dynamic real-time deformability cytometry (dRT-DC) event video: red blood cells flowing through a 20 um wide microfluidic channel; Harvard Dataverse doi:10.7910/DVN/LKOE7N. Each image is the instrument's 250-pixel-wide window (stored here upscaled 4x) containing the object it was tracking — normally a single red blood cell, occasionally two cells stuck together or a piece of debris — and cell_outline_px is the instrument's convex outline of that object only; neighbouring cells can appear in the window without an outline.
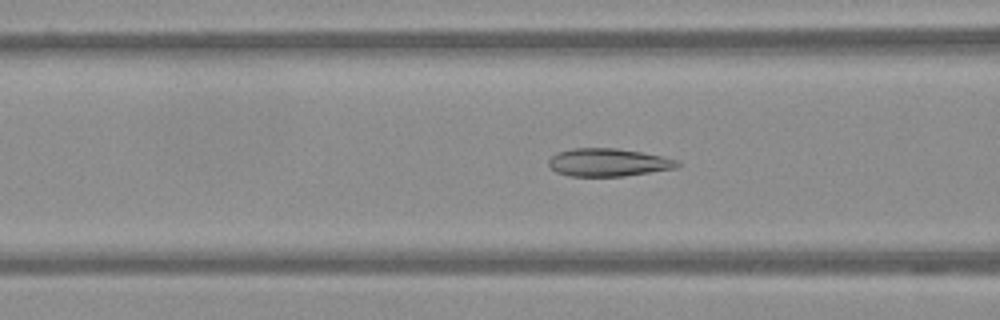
{"species": "Egyptian fruit bat (a non-hibernating species)", "species_latin": "Rousettus aegyptiacus", "temperature_condition": "warm", "stored_images_in_passage": 52, "camera_frame_rate_fps": 3000, "um_per_image_px": 0.085, "frame": {"image": 1, "passage_image": 18, "time_ms": 5.667, "image_size_px": [1000, 320], "cell_outline_px": [[680, 164], [676, 168], [624, 176], [568, 176], [556, 172], [548, 164], [548, 160], [556, 152], [572, 148], [616, 148], [640, 152], [680, 160]], "centroid_in_image_um": [51.68, 13.8], "position_along_channel_um": 114.9, "area_um2": 20.92}}
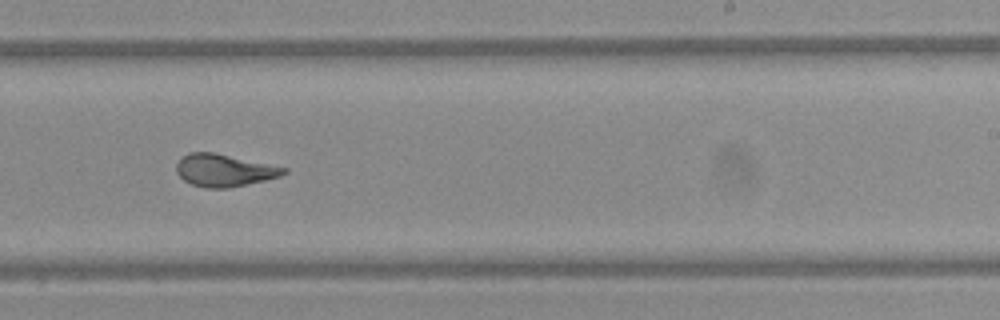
{"frame": {"image": 2, "passage_image": 31, "time_ms": 10.0, "image_size_px": [1000, 320], "cell_outline_px": [[288, 172], [280, 176], [264, 180], [228, 188], [204, 188], [192, 184], [184, 180], [176, 172], [176, 164], [180, 156], [188, 152], [212, 152], [288, 168]], "centroid_in_image_um": [19.01, 14.47], "position_along_channel_um": 270.0, "area_um2": 20.17}}
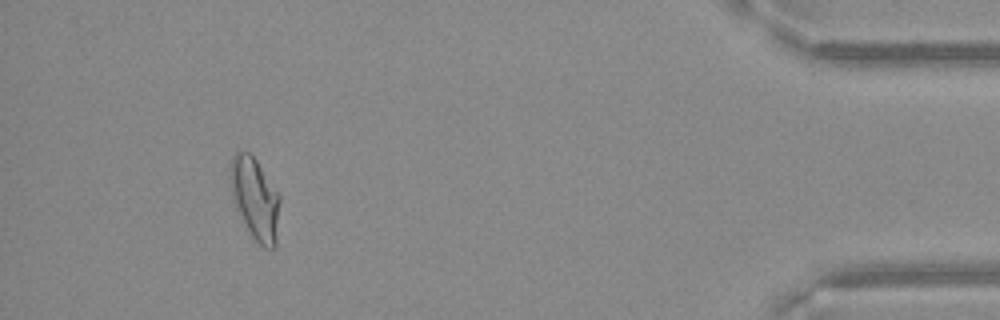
{"frame": {"image": 3, "passage_image": 48, "time_ms": 15.667, "image_size_px": [1000, 320], "cell_outline_px": [[280, 200], [276, 248], [264, 248], [252, 236], [232, 196], [232, 156], [236, 152], [248, 152], [256, 160], [280, 196]], "centroid_in_image_um": [21.74, 16.92], "position_along_channel_um": 413.5, "area_um2": 22.66}}